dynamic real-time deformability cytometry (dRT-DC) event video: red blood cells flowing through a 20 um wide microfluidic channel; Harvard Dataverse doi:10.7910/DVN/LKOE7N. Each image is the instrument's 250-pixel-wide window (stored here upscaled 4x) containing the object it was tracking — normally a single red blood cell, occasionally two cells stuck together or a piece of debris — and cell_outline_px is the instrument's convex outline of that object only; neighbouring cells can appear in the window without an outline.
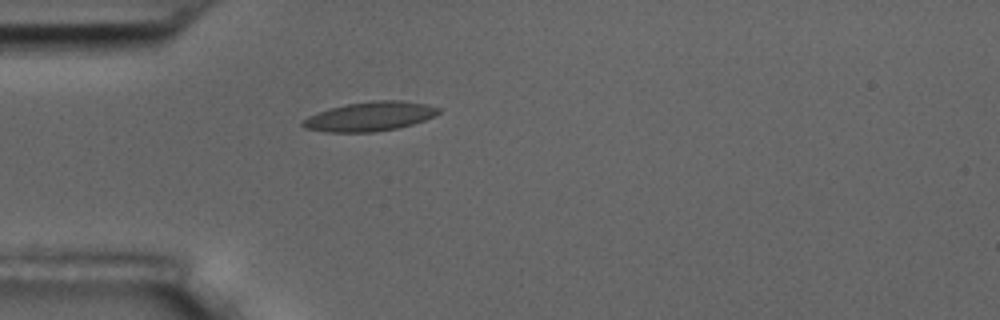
{"species": "common noctule bat (a hibernating species)", "species_latin": "Nyctalus noctula", "temperature_condition": "room temperature", "stored_images_in_passage": 1, "camera_frame_rate_fps": 3000, "um_per_image_px": 0.085, "animal": {"sex": "male", "body_mass_g": 17.5, "forearm_length_mm": 52.3}, "frame": {"image": 1, "passage_image": 1, "time_ms": 0.0, "image_size_px": [1000, 320], "cell_outline_px": [[440, 112], [436, 116], [412, 124], [396, 128], [372, 132], [328, 132], [304, 128], [300, 124], [300, 120], [316, 112], [328, 108], [348, 104], [376, 100], [400, 100], [428, 104], [440, 108]], "centroid_in_image_um": [31.41, 9.89], "position_along_channel_um": 53.6, "area_um2": 23.29}}